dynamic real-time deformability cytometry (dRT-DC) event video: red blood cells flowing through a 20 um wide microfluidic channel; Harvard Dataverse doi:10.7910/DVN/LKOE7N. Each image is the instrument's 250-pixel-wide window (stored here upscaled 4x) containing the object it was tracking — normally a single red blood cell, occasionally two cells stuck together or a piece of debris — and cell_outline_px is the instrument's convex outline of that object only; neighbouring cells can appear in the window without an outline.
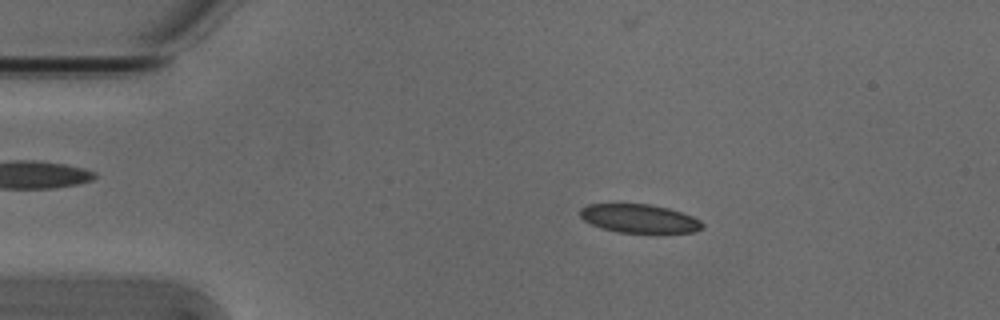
{"species": "Egyptian fruit bat (a non-hibernating species)", "species_latin": "Rousettus aegyptiacus", "temperature_condition": "cold", "stored_images_in_passage": 53, "camera_frame_rate_fps": 3000, "um_per_image_px": 0.085, "animal": {"sex": "male"}, "frame": {"image": 1, "passage_image": 9, "time_ms": 2.667, "image_size_px": [1000, 320], "cell_outline_px": [[704, 228], [692, 232], [616, 232], [600, 228], [584, 220], [580, 216], [580, 208], [588, 204], [648, 204], [668, 208], [692, 216], [700, 220], [704, 224]], "centroid_in_image_um": [54.32, 18.57], "position_along_channel_um": 30.7, "area_um2": 20.23}}
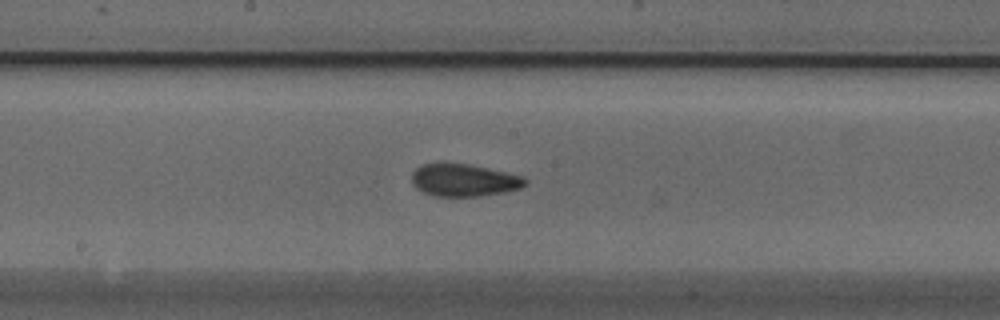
{"frame": {"image": 2, "passage_image": 27, "time_ms": 8.667, "image_size_px": [1000, 320], "cell_outline_px": [[528, 184], [520, 188], [504, 192], [480, 196], [432, 196], [416, 188], [412, 184], [412, 172], [416, 168], [424, 164], [444, 160], [468, 164], [488, 168], [524, 176], [528, 180]], "centroid_in_image_um": [39.42, 15.28], "position_along_channel_um": 208.8, "area_um2": 22.02}}
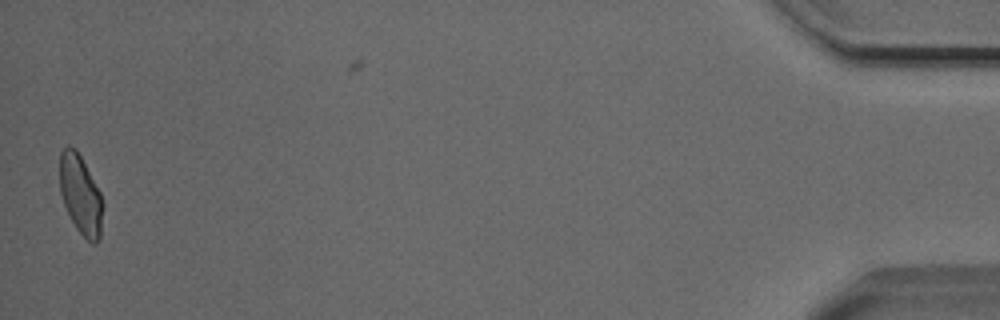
{"frame": {"image": 3, "passage_image": 52, "time_ms": 17.0, "image_size_px": [1000, 320], "cell_outline_px": [[104, 204], [100, 240], [96, 244], [92, 244], [76, 228], [64, 204], [60, 192], [60, 152], [68, 144], [76, 148], [100, 192]], "centroid_in_image_um": [6.87, 16.56], "position_along_channel_um": 428.3, "area_um2": 20.0}, "authors_computed_cell_mechanics": {"area_um2": 20.808, "velocity_mm_per_s": 3.81, "shape_relaxation_time_tau1_ms": null, "shape_relaxation_time_tau2_ms": 2.2621, "deformation_change_tau1": null, "deformation_change_tau2": 0.0731}}